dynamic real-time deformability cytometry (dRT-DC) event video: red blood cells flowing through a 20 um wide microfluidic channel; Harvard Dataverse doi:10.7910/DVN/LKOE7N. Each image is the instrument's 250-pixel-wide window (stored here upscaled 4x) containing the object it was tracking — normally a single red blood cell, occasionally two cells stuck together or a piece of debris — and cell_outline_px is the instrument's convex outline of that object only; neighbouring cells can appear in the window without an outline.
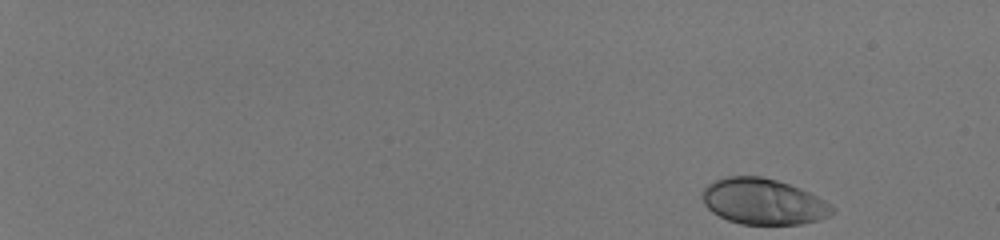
{"species": "human", "species_latin": "Homo sapiens", "temperature_condition": "room temperature", "stored_images_in_passage": 50, "camera_frame_rate_fps": 3000, "um_per_image_px": 0.085, "donor": {"sex": "male"}, "frame": {"image": 1, "passage_image": 1, "time_ms": 0.0, "image_size_px": [1000, 240], "cell_outline_px": [[836, 208], [832, 216], [800, 224], [740, 224], [728, 220], [712, 212], [704, 204], [700, 192], [708, 184], [716, 180], [728, 176], [760, 176], [776, 180], [800, 188], [832, 204]], "centroid_in_image_um": [64.88, 17.14], "position_along_channel_um": 20.1, "area_um2": 34.8}}
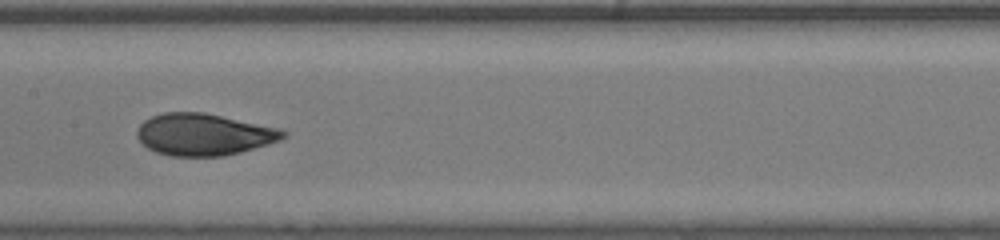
{"frame": {"image": 2, "passage_image": 29, "time_ms": 9.333, "image_size_px": [1000, 240], "cell_outline_px": [[288, 136], [280, 140], [268, 144], [240, 152], [224, 156], [172, 156], [156, 152], [148, 148], [136, 136], [136, 132], [140, 124], [144, 120], [152, 116], [164, 112], [204, 112], [280, 128], [288, 132]], "centroid_in_image_um": [17.34, 11.42], "position_along_channel_um": 190.1, "area_um2": 35.72}}
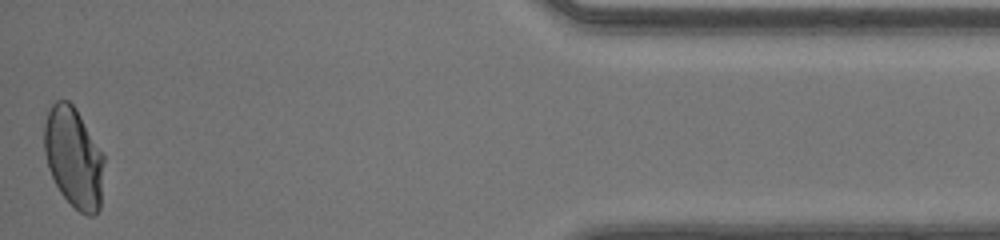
{"frame": {"image": 3, "passage_image": 50, "time_ms": 16.333, "image_size_px": [1000, 240], "cell_outline_px": [[104, 160], [100, 208], [92, 216], [88, 216], [80, 212], [60, 192], [48, 168], [44, 152], [44, 124], [48, 112], [52, 104], [56, 100], [68, 100], [76, 108], [104, 152]], "centroid_in_image_um": [6.28, 13.36], "position_along_channel_um": 428.9, "area_um2": 35.14}, "authors_computed_cell_mechanics": {"area_um2": 35.0268, "velocity_mm_per_s": 4.1357, "shape_relaxation_time_tau1_ms": 6.6344, "shape_relaxation_time_tau2_ms": null, "deformation_change_tau1": 0.2132, "deformation_change_tau2": null}}